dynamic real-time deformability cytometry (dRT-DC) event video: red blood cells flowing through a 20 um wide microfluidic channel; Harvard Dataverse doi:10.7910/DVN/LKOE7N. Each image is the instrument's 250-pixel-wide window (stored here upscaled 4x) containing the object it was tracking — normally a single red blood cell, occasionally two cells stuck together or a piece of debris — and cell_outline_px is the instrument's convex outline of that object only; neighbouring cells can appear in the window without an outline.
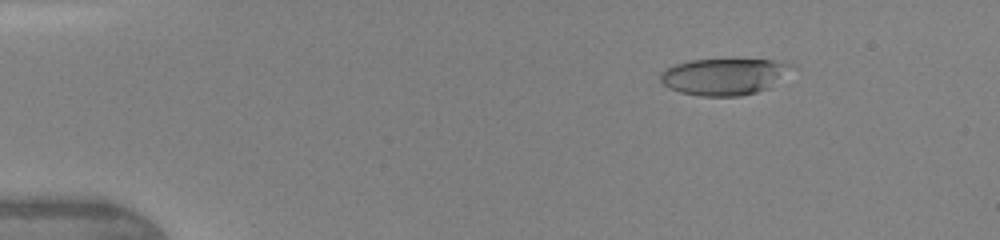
{"species": "human", "species_latin": "Homo sapiens", "temperature_condition": "warm", "stored_images_in_passage": 46, "camera_frame_rate_fps": 3000, "um_per_image_px": 0.085, "donor": {"sex": "female"}, "frame": {"image": 1, "passage_image": 7, "time_ms": 2.0, "image_size_px": [1000, 240], "cell_outline_px": [[796, 64], [768, 88], [756, 92], [740, 96], [700, 96], [680, 92], [668, 88], [660, 80], [660, 72], [676, 64], [692, 60], [772, 60]], "centroid_in_image_um": [61.51, 6.51], "position_along_channel_um": 23.5, "area_um2": 27.57}}
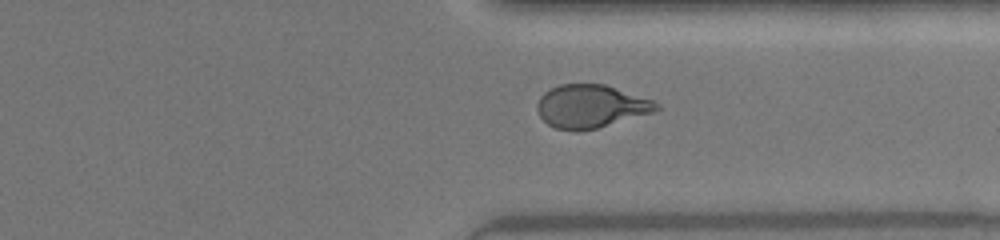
{"frame": {"image": 2, "passage_image": 36, "time_ms": 11.667, "image_size_px": [1000, 240], "cell_outline_px": [[660, 108], [652, 112], [596, 128], [576, 132], [556, 128], [548, 124], [540, 116], [536, 108], [536, 104], [540, 96], [544, 92], [560, 84], [604, 84], [652, 100], [660, 104]], "centroid_in_image_um": [50.18, 9.04], "position_along_channel_um": 361.2, "area_um2": 29.65}}
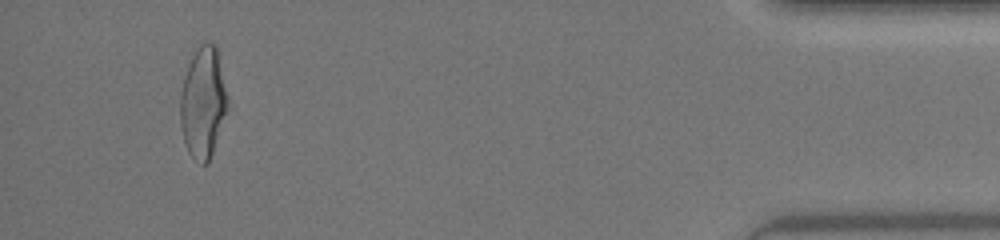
{"frame": {"image": 3, "passage_image": 44, "time_ms": 14.333, "image_size_px": [1000, 240], "cell_outline_px": [[228, 108], [208, 164], [204, 164], [192, 156], [188, 152], [184, 140], [180, 124], [180, 96], [184, 76], [188, 64], [192, 56], [200, 44], [216, 44], [228, 96]], "centroid_in_image_um": [17.26, 8.71], "position_along_channel_um": 417.9, "area_um2": 30.46}, "authors_computed_cell_mechanics": {"area_um2": 29.8248, "velocity_mm_per_s": 4.416, "shape_relaxation_time_tau1_ms": 4.0587, "shape_relaxation_time_tau2_ms": 0.8471, "deformation_change_tau1": 0.2122, "deformation_change_tau2": 0.0823}}